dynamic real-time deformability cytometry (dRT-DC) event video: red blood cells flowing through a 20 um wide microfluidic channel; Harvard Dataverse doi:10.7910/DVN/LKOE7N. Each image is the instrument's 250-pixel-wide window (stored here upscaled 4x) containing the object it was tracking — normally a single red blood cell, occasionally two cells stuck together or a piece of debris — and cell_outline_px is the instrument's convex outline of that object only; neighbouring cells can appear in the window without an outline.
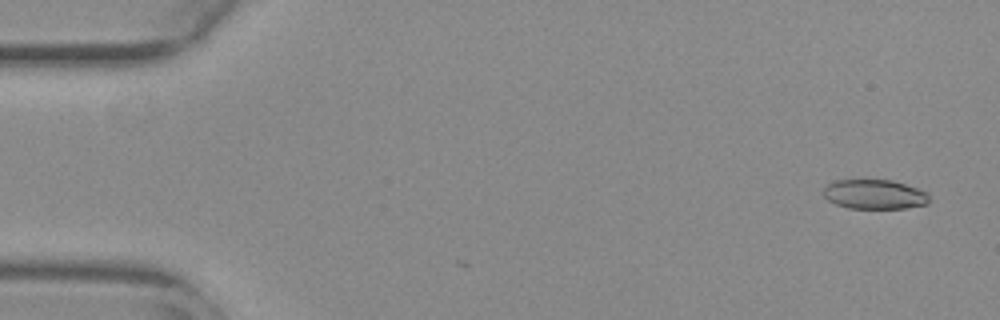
{"species": "common noctule bat (a hibernating species)", "species_latin": "Nyctalus noctula", "temperature_condition": "warm", "stored_images_in_passage": 2, "camera_frame_rate_fps": 3000, "um_per_image_px": 0.085, "animal": {"sex": "female", "body_mass_g": 29.2, "forearm_length_mm": 56.3}, "frame": {"image": 1, "passage_image": 2, "time_ms": 0.333, "image_size_px": [1000, 320], "cell_outline_px": [[928, 204], [904, 208], [848, 208], [836, 204], [828, 200], [824, 196], [824, 188], [828, 184], [836, 180], [892, 180], [928, 192]], "centroid_in_image_um": [74.33, 16.52], "position_along_channel_um": 10.7, "area_um2": 18.03}}